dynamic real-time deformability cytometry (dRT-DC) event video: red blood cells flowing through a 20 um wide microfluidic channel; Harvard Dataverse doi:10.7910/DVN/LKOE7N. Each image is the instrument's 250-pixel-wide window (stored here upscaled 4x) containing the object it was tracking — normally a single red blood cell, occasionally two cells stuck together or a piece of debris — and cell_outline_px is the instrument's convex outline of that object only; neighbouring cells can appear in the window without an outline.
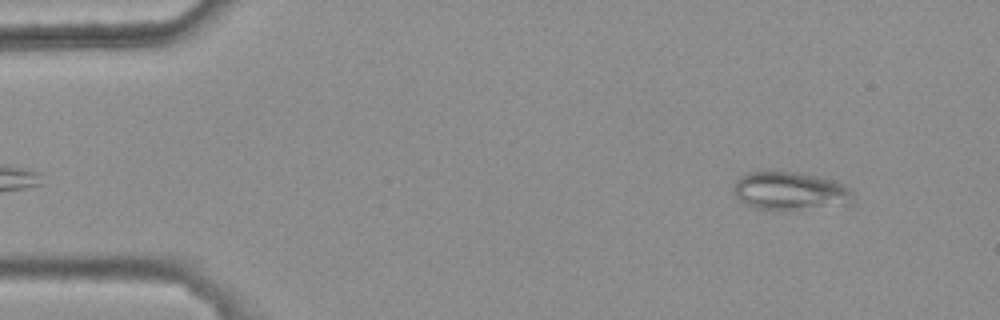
{"species": "common noctule bat (a hibernating species)", "species_latin": "Nyctalus noctula", "temperature_condition": "warm", "stored_images_in_passage": 4, "camera_frame_rate_fps": 3000, "um_per_image_px": 0.085, "animal": {"sex": "female", "body_mass_g": 25.1}, "frame": {"image": 1, "passage_image": 4, "time_ms": 1.0, "image_size_px": [1000, 320], "cell_outline_px": [[852, 200], [848, 204], [792, 208], [756, 208], [740, 200], [732, 192], [732, 188], [736, 180], [740, 176], [748, 172], [768, 168], [796, 172], [820, 176], [836, 180], [844, 184], [852, 192]], "centroid_in_image_um": [67.09, 16.14], "position_along_channel_um": 17.9, "area_um2": 26.59}}